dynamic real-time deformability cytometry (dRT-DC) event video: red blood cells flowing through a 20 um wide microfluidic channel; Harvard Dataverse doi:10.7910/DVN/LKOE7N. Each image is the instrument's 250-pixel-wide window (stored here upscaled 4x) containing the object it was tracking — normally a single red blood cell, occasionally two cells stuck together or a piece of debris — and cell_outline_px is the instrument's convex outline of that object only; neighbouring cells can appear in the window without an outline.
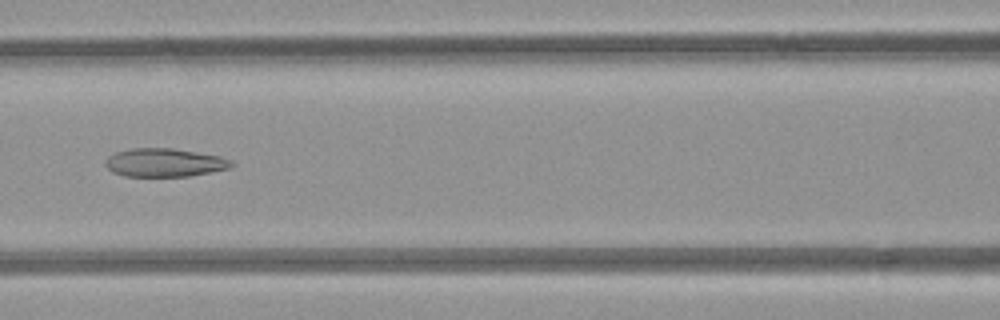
{"species": "common noctule bat (a hibernating species)", "species_latin": "Nyctalus noctula", "temperature_condition": "room temperature", "stored_images_in_passage": 5, "camera_frame_rate_fps": 3000, "um_per_image_px": 0.085, "animal": {"sex": "female", "body_mass_g": 21.9}, "frame": {"image": 1, "passage_image": 5, "time_ms": 4.667, "image_size_px": [1000, 320], "cell_outline_px": [[236, 164], [228, 168], [212, 172], [188, 176], [124, 176], [112, 172], [104, 164], [104, 160], [108, 156], [116, 152], [132, 148], [172, 148], [220, 156], [232, 160]], "centroid_in_image_um": [13.98, 13.82], "position_along_channel_um": 152.6, "area_um2": 20.92}}